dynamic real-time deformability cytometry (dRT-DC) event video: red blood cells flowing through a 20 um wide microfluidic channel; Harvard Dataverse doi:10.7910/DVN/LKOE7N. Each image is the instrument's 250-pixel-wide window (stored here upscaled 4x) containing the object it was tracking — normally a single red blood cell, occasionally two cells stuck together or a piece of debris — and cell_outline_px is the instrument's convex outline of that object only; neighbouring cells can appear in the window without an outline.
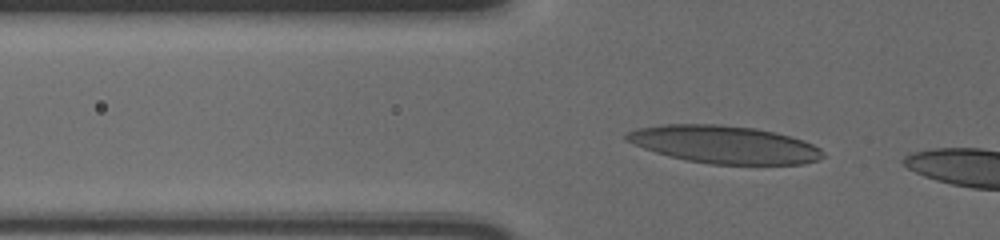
{"species": "human", "species_latin": "Homo sapiens", "temperature_condition": "cold", "stored_images_in_passage": 36, "camera_frame_rate_fps": 3000, "um_per_image_px": 0.085, "donor": {"sex": "male"}, "frame": {"image": 1, "passage_image": 4, "time_ms": 1.0, "image_size_px": [1000, 240], "cell_outline_px": [[824, 156], [820, 160], [800, 164], [708, 164], [668, 156], [644, 148], [624, 140], [624, 136], [628, 132], [636, 128], [664, 124], [720, 124], [756, 128], [804, 140], [820, 148], [824, 152]], "centroid_in_image_um": [61.55, 12.28], "position_along_channel_um": 64.2, "area_um2": 43.12}}
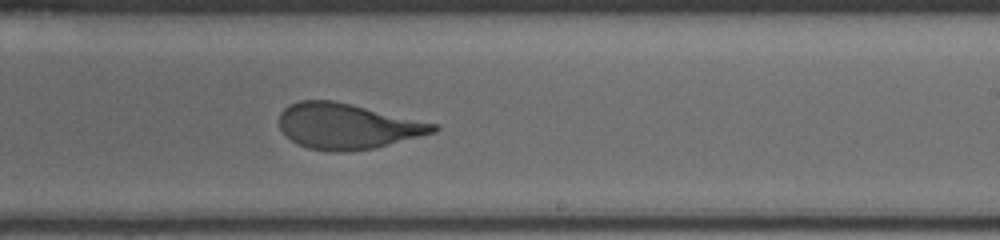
{"frame": {"image": 2, "passage_image": 21, "time_ms": 6.667, "image_size_px": [1000, 240], "cell_outline_px": [[440, 128], [436, 132], [376, 148], [344, 152], [328, 152], [308, 148], [296, 144], [280, 128], [280, 112], [284, 108], [300, 100], [332, 100], [436, 124]], "centroid_in_image_um": [29.51, 10.75], "position_along_channel_um": 259.5, "area_um2": 40.63}}
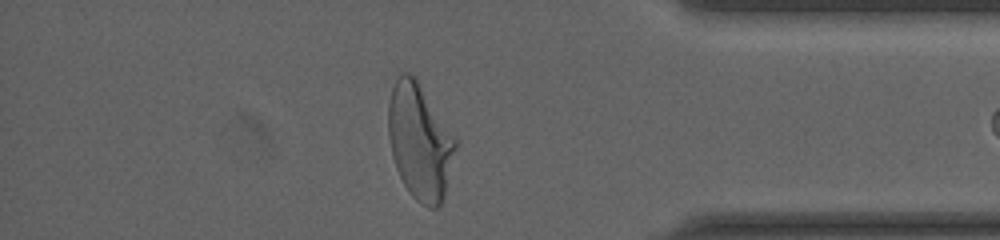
{"frame": {"image": 3, "passage_image": 34, "time_ms": 11.0, "image_size_px": [1000, 240], "cell_outline_px": [[460, 140], [444, 196], [440, 204], [436, 208], [432, 208], [416, 200], [412, 196], [404, 184], [396, 168], [392, 156], [388, 136], [388, 104], [392, 88], [396, 76], [404, 72], [408, 72], [416, 76]], "centroid_in_image_um": [35.72, 11.96], "position_along_channel_um": 399.5, "area_um2": 46.41}}